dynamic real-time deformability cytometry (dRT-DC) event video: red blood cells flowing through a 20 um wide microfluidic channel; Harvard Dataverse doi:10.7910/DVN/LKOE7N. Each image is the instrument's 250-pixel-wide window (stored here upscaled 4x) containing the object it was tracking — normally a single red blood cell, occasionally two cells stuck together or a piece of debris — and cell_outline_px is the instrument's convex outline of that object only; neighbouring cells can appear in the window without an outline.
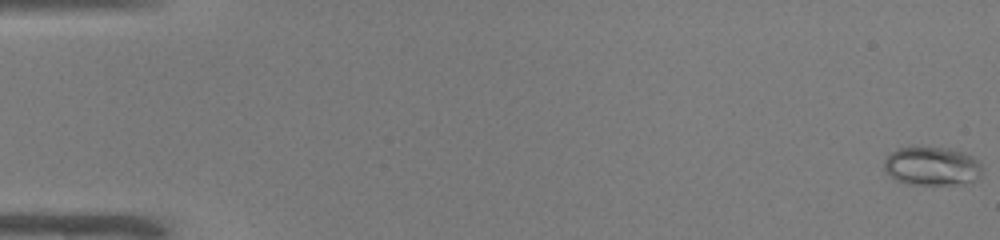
{"species": "common noctule bat (a hibernating species)", "species_latin": "Nyctalus noctula", "temperature_condition": "warm", "stored_images_in_passage": 52, "camera_frame_rate_fps": 3000, "um_per_image_px": 0.085, "animal": {"sex": "male", "body_mass_g": 19.0, "forearm_length_mm": 50.8}, "frame": {"image": 1, "passage_image": 1, "time_ms": 0.0, "image_size_px": [1000, 240], "cell_outline_px": [[984, 168], [980, 176], [972, 180], [956, 184], [908, 184], [896, 180], [888, 176], [884, 172], [884, 160], [888, 152], [896, 148], [948, 148], [964, 152], [972, 156]], "centroid_in_image_um": [79.16, 14.12], "position_along_channel_um": 5.8, "area_um2": 22.14}}
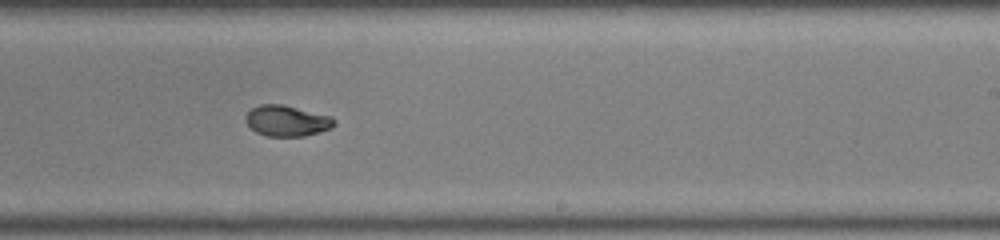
{"frame": {"image": 2, "passage_image": 32, "time_ms": 10.333, "image_size_px": [1000, 240], "cell_outline_px": [[336, 124], [332, 128], [320, 132], [304, 136], [268, 136], [256, 132], [244, 120], [244, 116], [252, 108], [260, 104], [280, 104], [332, 116], [336, 120]], "centroid_in_image_um": [24.4, 10.27], "position_along_channel_um": 264.6, "area_um2": 15.95}}
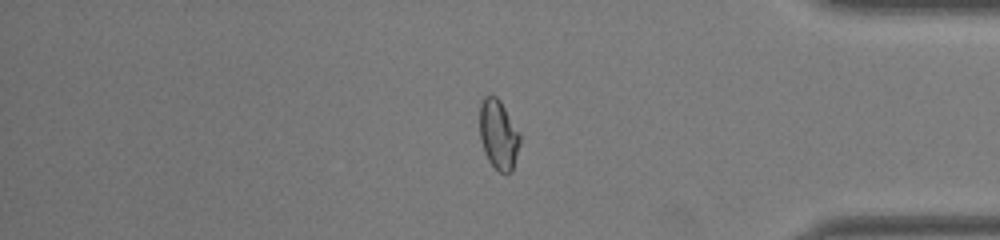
{"frame": {"image": 3, "passage_image": 43, "time_ms": 14.0, "image_size_px": [1000, 240], "cell_outline_px": [[520, 144], [512, 172], [504, 176], [488, 160], [484, 152], [480, 140], [480, 104], [484, 96], [496, 96], [500, 100], [520, 136]], "centroid_in_image_um": [42.36, 11.48], "position_along_channel_um": 392.8, "area_um2": 16.24}, "authors_computed_cell_mechanics": {"area_um2": 16.9354, "velocity_mm_per_s": 4.0837, "shape_relaxation_time_tau1_ms": 9.6531, "shape_relaxation_time_tau2_ms": 1.5232, "deformation_change_tau1": 0.2782, "deformation_change_tau2": 0.0536}}